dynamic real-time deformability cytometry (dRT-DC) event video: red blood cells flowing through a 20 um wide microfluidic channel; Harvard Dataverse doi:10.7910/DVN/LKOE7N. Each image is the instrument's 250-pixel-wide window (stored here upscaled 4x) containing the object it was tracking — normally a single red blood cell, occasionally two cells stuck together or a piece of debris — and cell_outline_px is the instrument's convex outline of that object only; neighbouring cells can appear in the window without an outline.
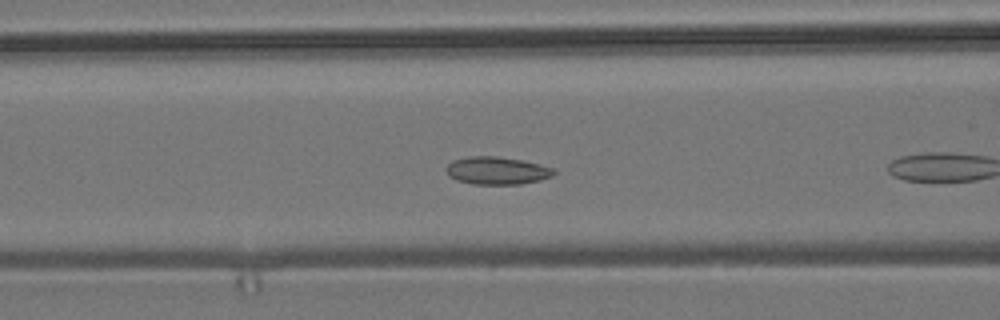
{"species": "common noctule bat (a hibernating species)", "species_latin": "Nyctalus noctula", "temperature_condition": "room temperature", "stored_images_in_passage": 11, "camera_frame_rate_fps": 3000, "um_per_image_px": 0.085, "animal": {"sex": "male", "body_mass_g": 19.2, "forearm_length_mm": 51.8}, "frame": {"image": 1, "passage_image": 7, "time_ms": 2.0, "image_size_px": [1000, 320], "cell_outline_px": [[556, 172], [552, 176], [540, 180], [520, 184], [472, 184], [456, 180], [448, 176], [444, 168], [452, 160], [468, 156], [496, 156], [520, 160], [556, 168]], "centroid_in_image_um": [42.21, 14.5], "position_along_channel_um": 124.4, "area_um2": 17.51}}
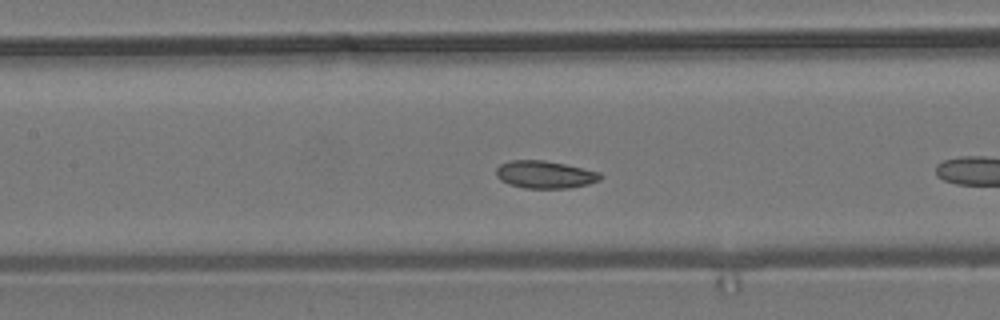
{"frame": {"image": 2, "passage_image": 10, "time_ms": 3.0, "image_size_px": [1000, 320], "cell_outline_px": [[604, 176], [600, 180], [588, 184], [568, 188], [524, 188], [508, 184], [500, 180], [496, 176], [496, 168], [500, 164], [508, 160], [544, 160], [564, 164], [600, 172]], "centroid_in_image_um": [46.3, 14.83], "position_along_channel_um": 161.1, "area_um2": 16.82}}